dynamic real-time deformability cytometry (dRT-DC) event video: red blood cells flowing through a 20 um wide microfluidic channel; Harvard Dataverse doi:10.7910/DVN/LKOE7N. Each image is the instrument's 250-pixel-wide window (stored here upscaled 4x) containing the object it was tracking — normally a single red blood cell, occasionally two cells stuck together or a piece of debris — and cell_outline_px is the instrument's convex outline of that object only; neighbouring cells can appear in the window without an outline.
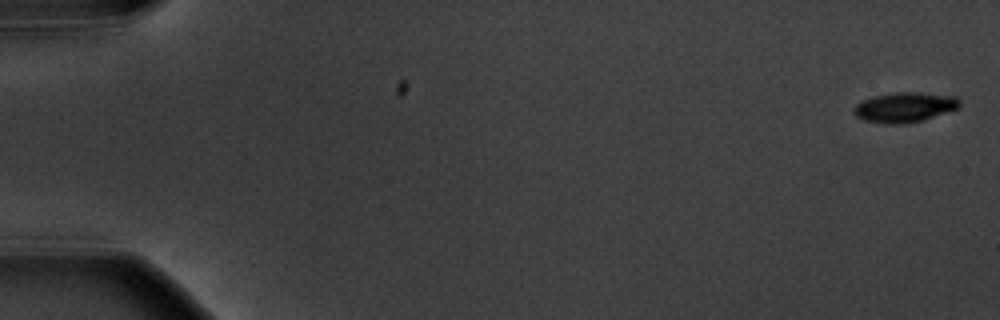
{"species": "common noctule bat (a hibernating species)", "species_latin": "Nyctalus noctula", "temperature_condition": "warm", "stored_images_in_passage": 4, "camera_frame_rate_fps": 3000, "um_per_image_px": 0.085, "animal": {"sex": "male", "body_mass_g": 20.1, "forearm_length_mm": 53.5}, "frame": {"image": 1, "passage_image": 1, "time_ms": 0.0, "image_size_px": [1000, 320], "cell_outline_px": [[960, 108], [924, 120], [904, 124], [884, 124], [864, 120], [856, 116], [852, 112], [852, 108], [856, 104], [864, 100], [876, 96], [896, 92], [920, 92], [956, 96], [960, 100]], "centroid_in_image_um": [76.92, 9.12], "position_along_channel_um": 8.1, "area_um2": 18.67}}